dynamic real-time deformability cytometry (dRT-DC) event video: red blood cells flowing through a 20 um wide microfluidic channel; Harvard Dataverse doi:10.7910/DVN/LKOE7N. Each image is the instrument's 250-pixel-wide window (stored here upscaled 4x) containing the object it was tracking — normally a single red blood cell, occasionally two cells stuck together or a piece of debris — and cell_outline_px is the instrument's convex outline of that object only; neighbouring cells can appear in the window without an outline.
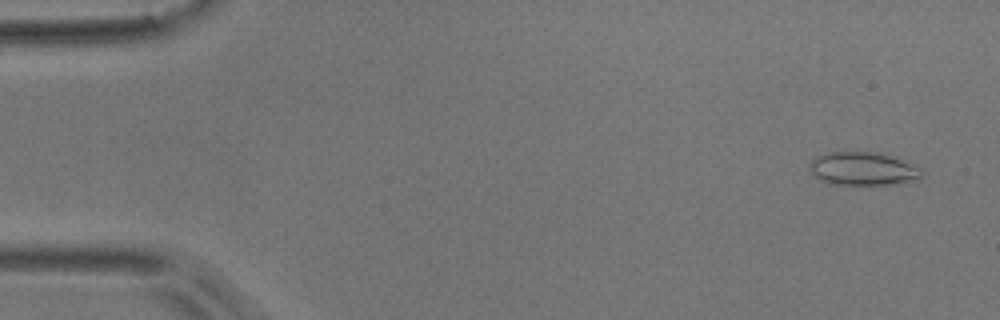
{"species": "common noctule bat (a hibernating species)", "species_latin": "Nyctalus noctula", "temperature_condition": "room temperature", "stored_images_in_passage": 5, "camera_frame_rate_fps": 3000, "um_per_image_px": 0.085, "animal": {"sex": "male", "body_mass_g": 17.9}, "frame": {"image": 1, "passage_image": 1, "time_ms": 0.0, "image_size_px": [1000, 320], "cell_outline_px": [[924, 176], [920, 180], [892, 184], [848, 188], [828, 184], [820, 180], [812, 172], [812, 160], [816, 156], [828, 152], [872, 152], [896, 156], [920, 168], [924, 172]], "centroid_in_image_um": [73.41, 14.4], "position_along_channel_um": 11.6, "area_um2": 22.72}}